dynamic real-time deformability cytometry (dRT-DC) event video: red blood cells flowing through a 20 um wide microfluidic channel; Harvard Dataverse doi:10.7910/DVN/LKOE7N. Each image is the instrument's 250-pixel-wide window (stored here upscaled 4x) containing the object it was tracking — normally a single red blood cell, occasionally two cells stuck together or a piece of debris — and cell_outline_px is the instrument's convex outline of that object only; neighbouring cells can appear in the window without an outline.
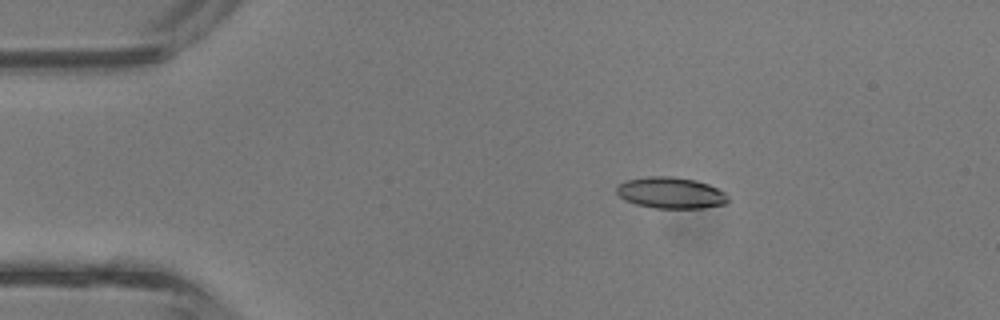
{"species": "common noctule bat (a hibernating species)", "species_latin": "Nyctalus noctula", "temperature_condition": "room temperature", "stored_images_in_passage": 4, "camera_frame_rate_fps": 3000, "um_per_image_px": 0.085, "animal": {"sex": "male", "body_mass_g": 13.3}, "frame": {"image": 1, "passage_image": 3, "time_ms": 0.667, "image_size_px": [1000, 320], "cell_outline_px": [[728, 200], [724, 204], [700, 208], [656, 208], [636, 204], [624, 200], [616, 192], [616, 188], [620, 184], [628, 180], [648, 176], [672, 176], [696, 180], [708, 184], [724, 192], [728, 196]], "centroid_in_image_um": [57.01, 16.39], "position_along_channel_um": 28.0, "area_um2": 20.17}}